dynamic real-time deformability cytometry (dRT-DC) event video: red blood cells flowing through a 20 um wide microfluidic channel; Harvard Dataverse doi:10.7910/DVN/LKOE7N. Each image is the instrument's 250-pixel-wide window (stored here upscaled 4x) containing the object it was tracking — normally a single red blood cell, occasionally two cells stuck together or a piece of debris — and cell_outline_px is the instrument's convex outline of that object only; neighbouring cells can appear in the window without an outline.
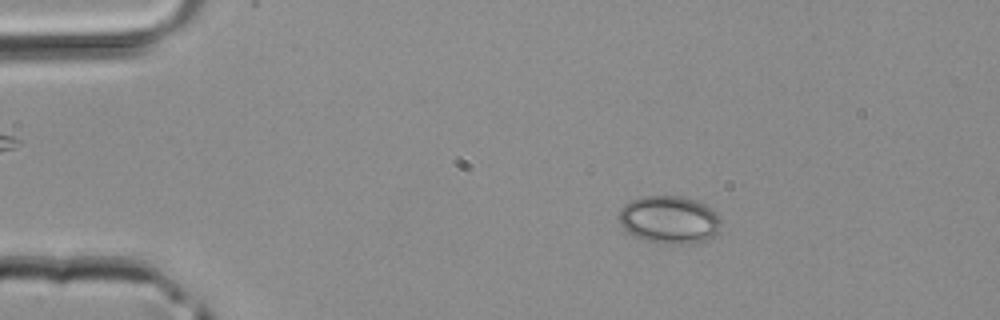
{"species": "common noctule bat (a hibernating species)", "species_latin": "Nyctalus noctula", "temperature_condition": "room temperature", "stored_images_in_passage": 45, "camera_frame_rate_fps": 3000, "um_per_image_px": 0.085, "animal": {"sex": "male", "body_mass_g": 20.4}, "frame": {"image": 1, "passage_image": 8, "time_ms": 2.333, "image_size_px": [1000, 320], "cell_outline_px": [[720, 232], [704, 240], [688, 244], [664, 244], [640, 240], [632, 236], [620, 224], [620, 208], [624, 204], [640, 196], [680, 196], [696, 200], [704, 204], [716, 212], [720, 216]], "centroid_in_image_um": [56.88, 18.69], "position_along_channel_um": 28.1, "area_um2": 28.73}}
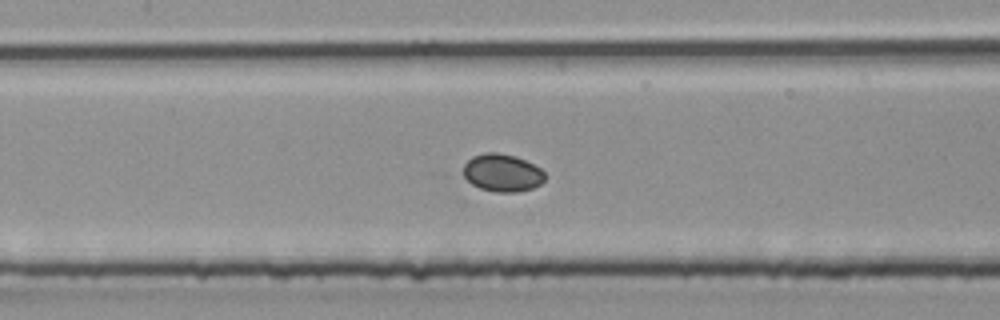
{"frame": {"image": 2, "passage_image": 21, "time_ms": 6.667, "image_size_px": [1000, 320], "cell_outline_px": [[548, 176], [540, 184], [532, 188], [516, 192], [496, 192], [480, 188], [472, 184], [456, 172], [472, 156], [484, 152], [496, 152], [516, 156], [540, 168]], "centroid_in_image_um": [42.62, 14.68], "position_along_channel_um": 164.8, "area_um2": 18.38}}
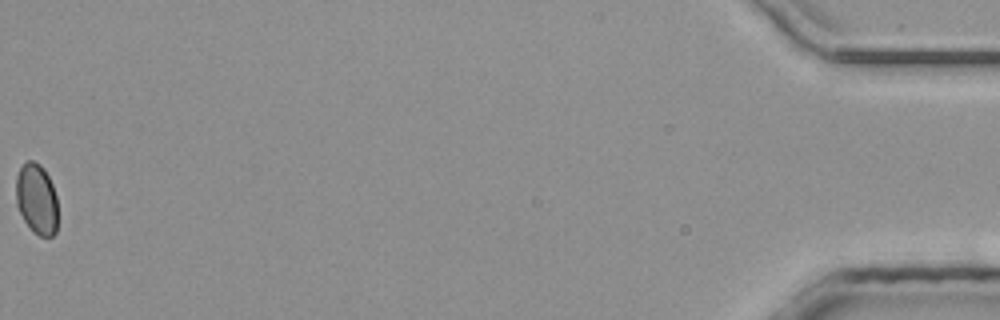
{"frame": {"image": 3, "passage_image": 45, "time_ms": 14.667, "image_size_px": [1000, 320], "cell_outline_px": [[56, 232], [52, 236], [40, 236], [32, 232], [24, 220], [16, 204], [16, 176], [20, 168], [28, 160], [32, 160], [40, 164], [44, 168], [52, 184], [56, 196]], "centroid_in_image_um": [3.1, 16.91], "position_along_channel_um": 432.1, "area_um2": 17.17}}